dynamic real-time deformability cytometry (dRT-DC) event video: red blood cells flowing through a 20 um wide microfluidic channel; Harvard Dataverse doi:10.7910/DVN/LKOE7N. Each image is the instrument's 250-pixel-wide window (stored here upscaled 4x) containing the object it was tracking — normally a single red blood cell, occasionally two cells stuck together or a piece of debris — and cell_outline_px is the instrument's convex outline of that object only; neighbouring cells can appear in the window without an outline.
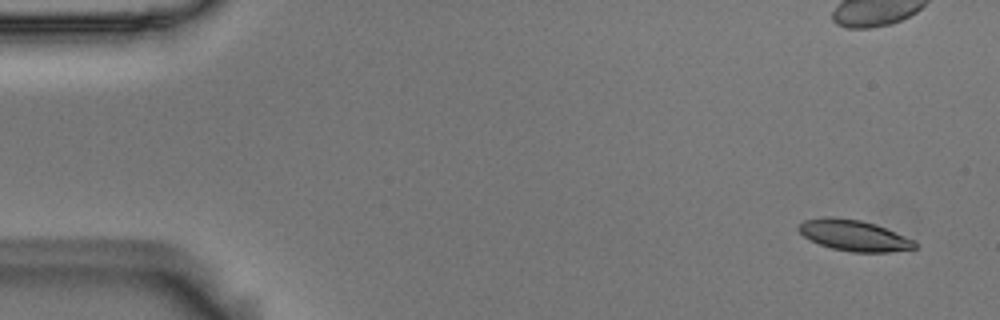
{"species": "Egyptian fruit bat (a non-hibernating species)", "species_latin": "Rousettus aegyptiacus", "temperature_condition": "room temperature", "stored_images_in_passage": 5, "camera_frame_rate_fps": 3000, "um_per_image_px": 0.085, "animal": {"sex": "male"}, "frame": {"image": 1, "passage_image": 1, "time_ms": 0.0, "image_size_px": [1000, 320], "cell_outline_px": [[916, 248], [888, 252], [852, 252], [832, 248], [820, 244], [804, 236], [796, 228], [804, 220], [824, 216], [836, 216], [860, 220], [876, 224], [916, 240]], "centroid_in_image_um": [72.59, 19.99], "position_along_channel_um": 12.4, "area_um2": 21.04}}